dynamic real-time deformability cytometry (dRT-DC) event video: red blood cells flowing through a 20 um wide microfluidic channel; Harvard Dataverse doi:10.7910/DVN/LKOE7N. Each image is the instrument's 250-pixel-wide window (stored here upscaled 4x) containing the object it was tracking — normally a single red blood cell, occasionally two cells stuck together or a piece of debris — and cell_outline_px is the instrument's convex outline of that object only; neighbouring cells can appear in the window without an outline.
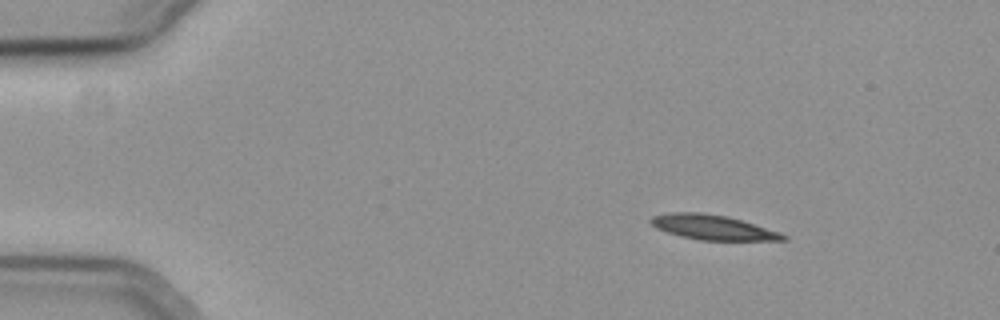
{"species": "common noctule bat (a hibernating species)", "species_latin": "Nyctalus noctula", "temperature_condition": "cold", "stored_images_in_passage": 49, "camera_frame_rate_fps": 3000, "um_per_image_px": 0.085, "animal": {"sex": "female", "body_mass_g": 19.3, "forearm_length_mm": 54.1}, "frame": {"image": 1, "passage_image": 1, "time_ms": 0.0, "image_size_px": [1000, 320], "cell_outline_px": [[788, 240], [700, 240], [680, 236], [656, 228], [648, 220], [652, 216], [672, 212], [700, 212], [728, 216], [780, 232], [788, 236]], "centroid_in_image_um": [60.58, 19.32], "position_along_channel_um": 24.4, "area_um2": 19.07}}
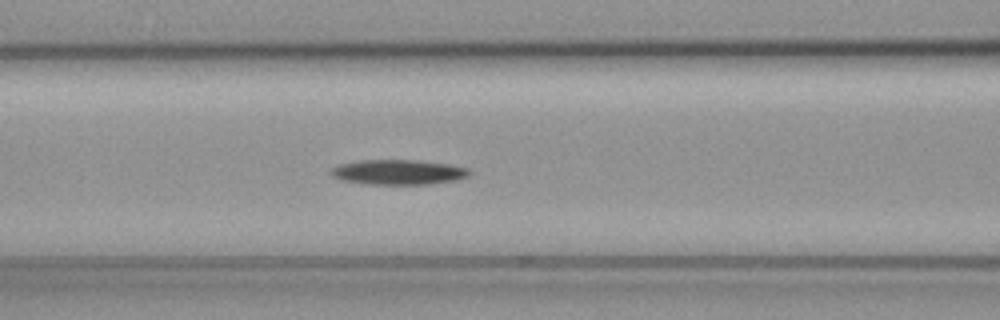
{"frame": {"image": 2, "passage_image": 17, "time_ms": 5.333, "image_size_px": [1000, 320], "cell_outline_px": [[472, 172], [468, 176], [456, 180], [428, 184], [368, 184], [340, 180], [332, 176], [328, 172], [332, 168], [340, 164], [360, 160], [416, 160], [448, 164], [468, 168]], "centroid_in_image_um": [33.83, 14.63], "position_along_channel_um": 132.8, "area_um2": 20.17}}
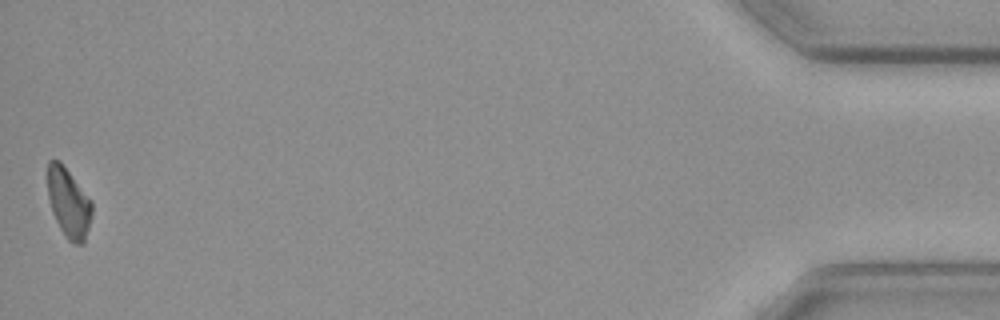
{"frame": {"image": 3, "passage_image": 49, "time_ms": 16.0, "image_size_px": [1000, 320], "cell_outline_px": [[92, 216], [84, 244], [72, 244], [64, 236], [52, 212], [48, 196], [48, 160], [60, 160], [92, 200]], "centroid_in_image_um": [5.85, 17.26], "position_along_channel_um": 429.3, "area_um2": 18.15}, "authors_computed_cell_mechanics": {"area_um2": 19.5942, "velocity_mm_per_s": 3.6809, "shape_relaxation_time_tau1_ms": 8.0012, "shape_relaxation_time_tau2_ms": null, "deformation_change_tau1": 0.1606, "deformation_change_tau2": null}}